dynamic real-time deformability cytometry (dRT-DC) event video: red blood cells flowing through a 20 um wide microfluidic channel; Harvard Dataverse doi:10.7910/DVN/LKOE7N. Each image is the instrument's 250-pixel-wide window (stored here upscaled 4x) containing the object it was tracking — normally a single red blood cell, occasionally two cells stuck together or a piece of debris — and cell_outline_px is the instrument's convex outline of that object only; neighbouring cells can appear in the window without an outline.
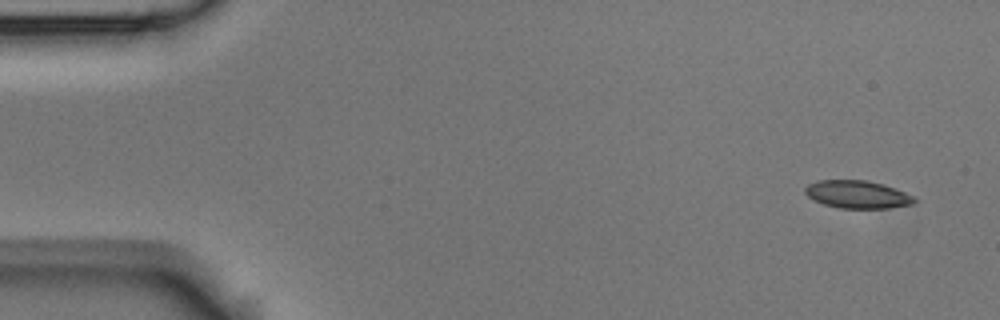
{"species": "Egyptian fruit bat (a non-hibernating species)", "species_latin": "Rousettus aegyptiacus", "temperature_condition": "room temperature", "stored_images_in_passage": 4, "camera_frame_rate_fps": 3000, "um_per_image_px": 0.085, "animal": {"sex": "male"}, "frame": {"image": 1, "passage_image": 1, "time_ms": 0.0, "image_size_px": [1000, 320], "cell_outline_px": [[920, 200], [912, 204], [888, 208], [840, 208], [824, 204], [812, 200], [804, 192], [804, 188], [808, 184], [816, 180], [868, 180], [884, 184], [896, 188], [916, 196]], "centroid_in_image_um": [72.91, 16.52], "position_along_channel_um": 12.1, "area_um2": 18.03}}
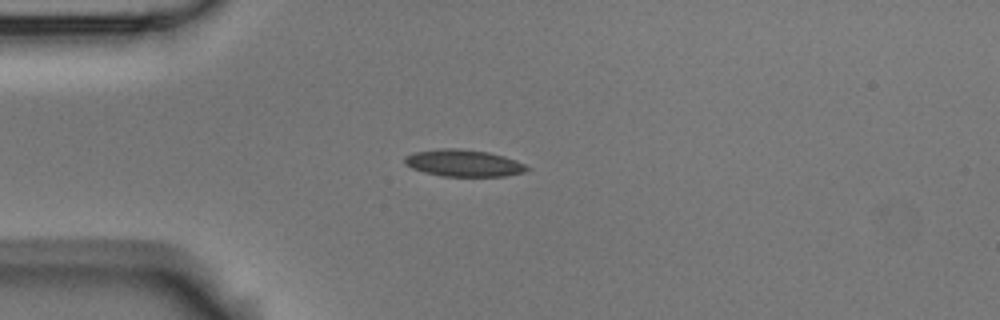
{"frame": {"image": 2, "passage_image": 4, "time_ms": 1.0, "image_size_px": [1000, 320], "cell_outline_px": [[532, 168], [524, 172], [504, 176], [440, 176], [424, 172], [412, 168], [404, 164], [404, 156], [416, 152], [440, 148], [460, 148], [488, 152], [504, 156], [516, 160]], "centroid_in_image_um": [39.4, 13.86], "position_along_channel_um": 45.6, "area_um2": 19.25}}